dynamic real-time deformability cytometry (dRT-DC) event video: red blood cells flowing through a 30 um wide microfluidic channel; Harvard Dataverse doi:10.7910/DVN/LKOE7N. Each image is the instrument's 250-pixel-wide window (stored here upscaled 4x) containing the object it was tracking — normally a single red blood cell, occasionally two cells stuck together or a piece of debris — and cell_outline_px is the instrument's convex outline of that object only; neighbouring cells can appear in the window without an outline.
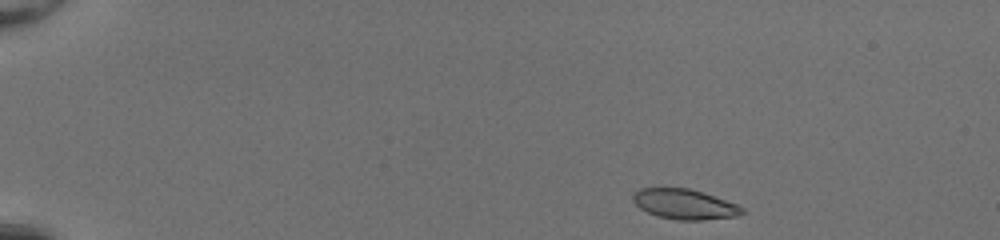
{"species": "common noctule bat (a hibernating species)", "species_latin": "Nyctalus noctula", "temperature_condition": "room temperature", "stored_images_in_passage": 43, "camera_frame_rate_fps": 3000, "um_per_image_px": 0.085, "animal": {"sex": "female", "body_mass_g": 20.0, "forearm_length_mm": 54.0}, "frame": {"image": 1, "passage_image": 1, "time_ms": 0.0, "image_size_px": [1000, 240], "cell_outline_px": [[744, 212], [736, 216], [700, 220], [676, 220], [660, 216], [648, 212], [640, 208], [632, 200], [632, 196], [640, 188], [688, 188], [736, 204], [744, 208]], "centroid_in_image_um": [58.16, 17.36], "position_along_channel_um": 26.8, "area_um2": 18.73}}
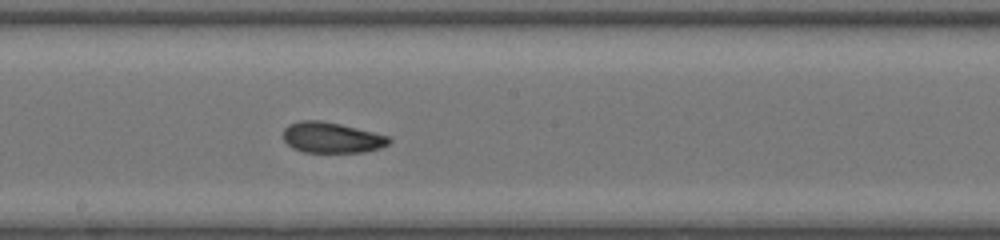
{"frame": {"image": 2, "passage_image": 23, "time_ms": 7.333, "image_size_px": [1000, 240], "cell_outline_px": [[392, 140], [388, 144], [380, 148], [364, 152], [304, 152], [292, 148], [284, 140], [284, 128], [288, 124], [300, 120], [320, 120], [340, 124], [388, 136]], "centroid_in_image_um": [28.17, 11.69], "position_along_channel_um": 220.0, "area_um2": 18.84}}
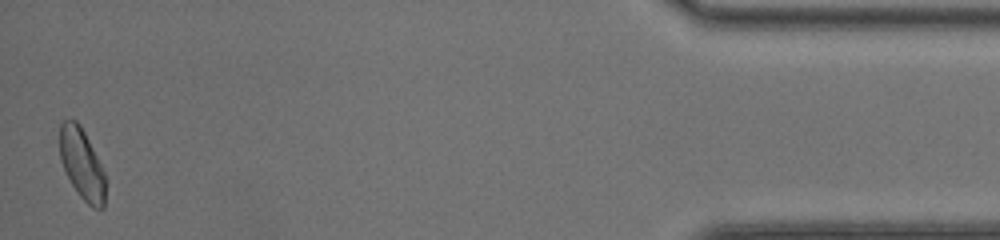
{"frame": {"image": 3, "passage_image": 43, "time_ms": 14.0, "image_size_px": [1000, 240], "cell_outline_px": [[104, 208], [92, 208], [80, 196], [72, 184], [60, 160], [60, 124], [64, 120], [76, 120], [80, 124], [104, 172]], "centroid_in_image_um": [6.94, 13.93], "position_along_channel_um": 428.3, "area_um2": 18.32}, "authors_computed_cell_mechanics": {"area_um2": 19.1318, "velocity_mm_per_s": 4.2126, "shape_relaxation_time_tau1_ms": 4.1753, "shape_relaxation_time_tau2_ms": 1.4359, "deformation_change_tau1": 0.16, "deformation_change_tau2": 0.0759}}